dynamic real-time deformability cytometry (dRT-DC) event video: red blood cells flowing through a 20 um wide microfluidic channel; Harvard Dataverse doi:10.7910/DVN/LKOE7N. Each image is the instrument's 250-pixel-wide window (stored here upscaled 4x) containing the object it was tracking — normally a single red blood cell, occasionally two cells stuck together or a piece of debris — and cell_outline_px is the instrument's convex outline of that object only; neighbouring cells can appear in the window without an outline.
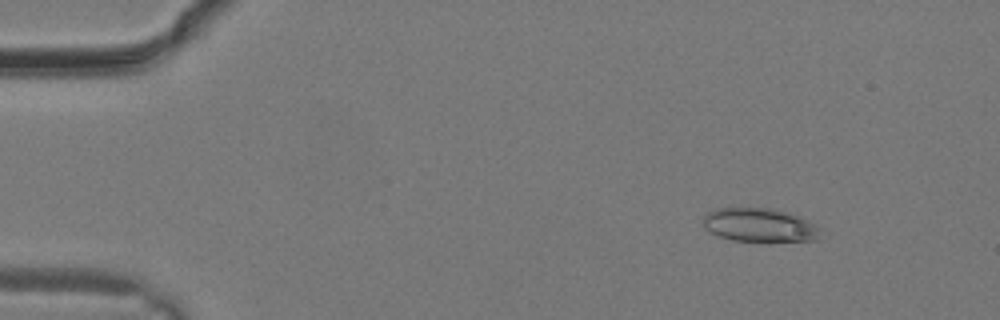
{"species": "common noctule bat (a hibernating species)", "species_latin": "Nyctalus noctula", "temperature_condition": "warm", "stored_images_in_passage": 12, "camera_frame_rate_fps": 3000, "um_per_image_px": 0.085, "animal": {"sex": "male", "body_mass_g": 19.2, "forearm_length_mm": 51.8}, "frame": {"image": 1, "passage_image": 1, "time_ms": 0.0, "image_size_px": [1000, 320], "cell_outline_px": [[816, 240], [732, 240], [708, 232], [704, 224], [704, 216], [708, 212], [716, 208], [772, 208], [788, 212], [800, 216], [808, 220], [816, 228]], "centroid_in_image_um": [64.47, 19.1], "position_along_channel_um": 20.5, "area_um2": 22.31}}
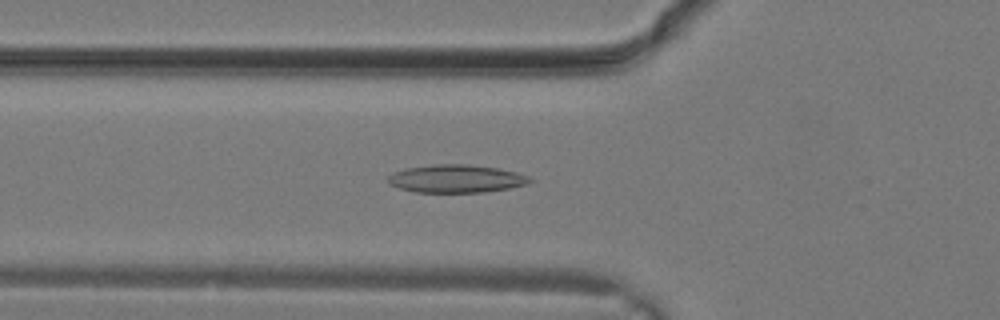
{"frame": {"image": 2, "passage_image": 8, "time_ms": 2.333, "image_size_px": [1000, 320], "cell_outline_px": [[536, 180], [528, 184], [508, 188], [484, 192], [416, 192], [400, 188], [388, 184], [388, 176], [392, 172], [404, 168], [436, 164], [468, 164], [496, 168], [516, 172], [528, 176]], "centroid_in_image_um": [38.77, 15.18], "position_along_channel_um": 87.0, "area_um2": 23.18}}
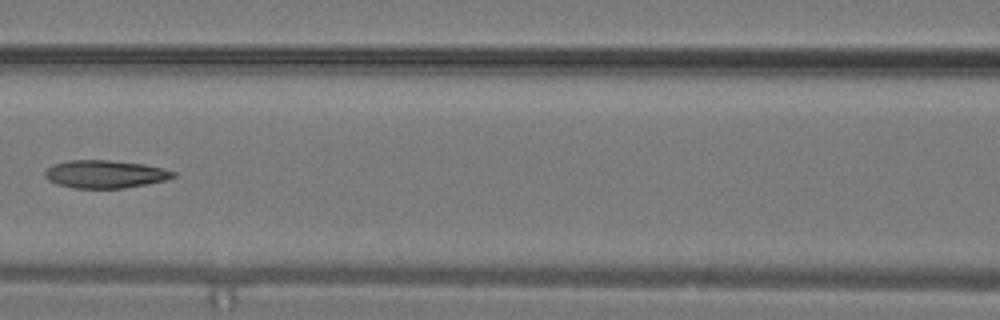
{"frame": {"image": 3, "passage_image": 11, "time_ms": 3.333, "image_size_px": [1000, 320], "cell_outline_px": [[176, 176], [168, 180], [124, 188], [76, 188], [56, 184], [48, 180], [44, 176], [44, 172], [52, 164], [68, 160], [112, 160], [144, 164], [164, 168], [176, 172]], "centroid_in_image_um": [8.95, 14.79], "position_along_channel_um": 157.7, "area_um2": 21.04}}